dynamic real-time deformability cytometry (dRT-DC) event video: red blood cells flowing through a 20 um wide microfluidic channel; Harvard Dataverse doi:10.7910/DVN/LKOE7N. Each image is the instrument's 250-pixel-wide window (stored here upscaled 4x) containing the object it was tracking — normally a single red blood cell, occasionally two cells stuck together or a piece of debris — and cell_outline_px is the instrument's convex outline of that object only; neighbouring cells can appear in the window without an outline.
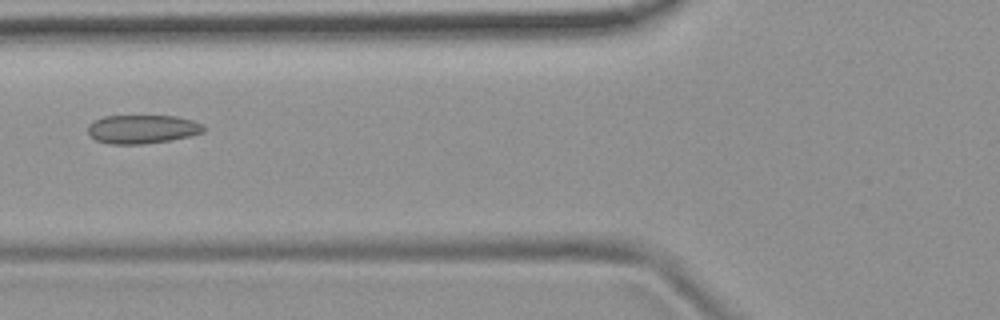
{"species": "common noctule bat (a hibernating species)", "species_latin": "Nyctalus noctula", "temperature_condition": "room temperature", "stored_images_in_passage": 6, "camera_frame_rate_fps": 3000, "um_per_image_px": 0.085, "animal": {"sex": "female", "body_mass_g": 19.9}, "frame": {"image": 1, "passage_image": 6, "time_ms": 6.0, "image_size_px": [1000, 320], "cell_outline_px": [[204, 132], [192, 136], [168, 140], [140, 144], [108, 144], [96, 140], [88, 132], [88, 124], [104, 116], [176, 116], [192, 120], [204, 124]], "centroid_in_image_um": [12.12, 10.98], "position_along_channel_um": 113.7, "area_um2": 19.31}}